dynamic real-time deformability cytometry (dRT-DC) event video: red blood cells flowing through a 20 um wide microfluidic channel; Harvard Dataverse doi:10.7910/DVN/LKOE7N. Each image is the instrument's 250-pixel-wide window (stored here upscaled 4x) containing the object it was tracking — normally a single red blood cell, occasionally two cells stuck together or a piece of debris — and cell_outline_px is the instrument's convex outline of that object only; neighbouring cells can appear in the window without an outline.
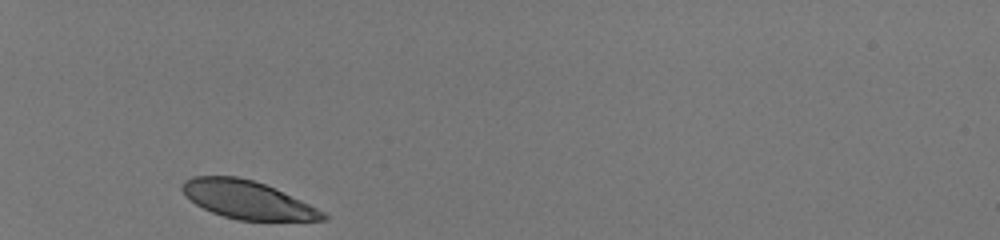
{"species": "human", "species_latin": "Homo sapiens", "temperature_condition": "room temperature", "stored_images_in_passage": 29, "camera_frame_rate_fps": 3000, "um_per_image_px": 0.085, "donor": {"sex": "male"}, "frame": {"image": 1, "passage_image": 1, "time_ms": 0.0, "image_size_px": [1000, 240], "cell_outline_px": [[328, 220], [236, 220], [212, 212], [196, 204], [180, 188], [184, 180], [192, 176], [236, 176], [252, 180], [264, 184], [300, 200], [324, 212], [328, 216]], "centroid_in_image_um": [21.01, 16.98], "position_along_channel_um": 64.0, "area_um2": 30.63}}
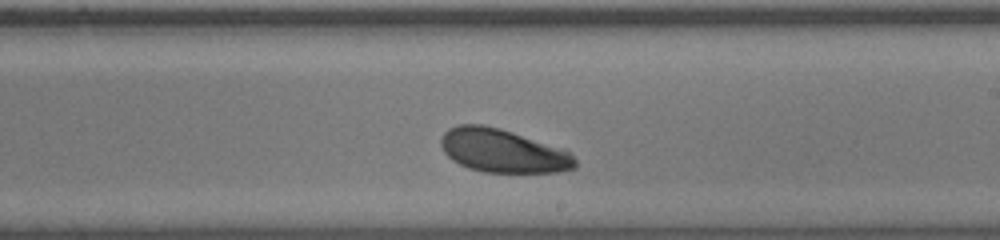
{"frame": {"image": 2, "passage_image": 17, "time_ms": 5.333, "image_size_px": [1000, 240], "cell_outline_px": [[576, 168], [560, 172], [484, 172], [468, 168], [452, 160], [444, 152], [440, 144], [440, 140], [444, 132], [448, 128], [460, 124], [484, 124], [500, 128], [564, 148], [576, 160]], "centroid_in_image_um": [42.73, 12.81], "position_along_channel_um": 246.3, "area_um2": 34.16}}
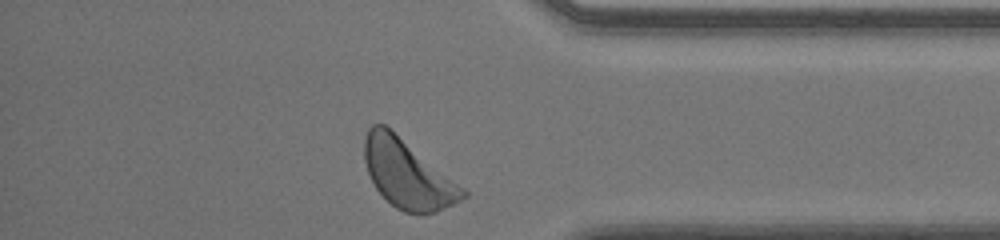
{"frame": {"image": 3, "passage_image": 29, "time_ms": 9.333, "image_size_px": [1000, 240], "cell_outline_px": [[468, 196], [436, 212], [404, 212], [396, 208], [376, 188], [368, 172], [364, 160], [364, 136], [368, 128], [372, 124], [384, 124], [464, 188], [468, 192]], "centroid_in_image_um": [34.61, 14.78], "position_along_channel_um": 400.6, "area_um2": 38.26}, "authors_computed_cell_mechanics": {"area_um2": 34.391, "velocity_mm_per_s": 3.9916, "shape_relaxation_time_tau1_ms": 0.7854, "shape_relaxation_time_tau2_ms": null, "deformation_change_tau1": 0.0601, "deformation_change_tau2": null}}